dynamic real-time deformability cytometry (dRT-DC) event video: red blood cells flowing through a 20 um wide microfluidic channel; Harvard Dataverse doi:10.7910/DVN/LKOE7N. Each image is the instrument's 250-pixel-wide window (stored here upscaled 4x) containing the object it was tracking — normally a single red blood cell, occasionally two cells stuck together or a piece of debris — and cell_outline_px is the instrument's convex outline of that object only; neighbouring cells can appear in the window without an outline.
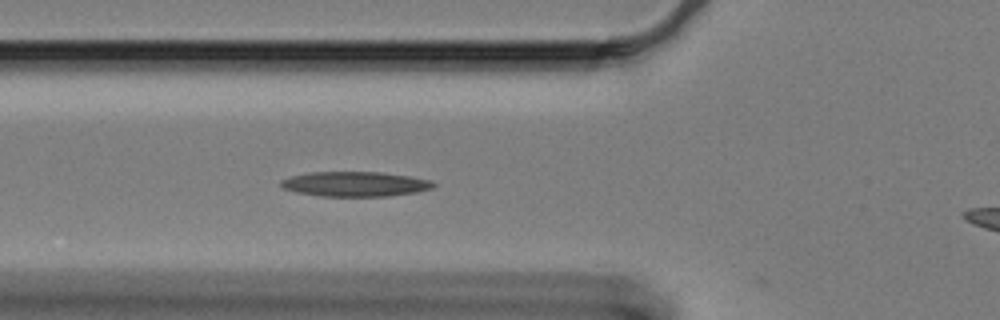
{"species": "Egyptian fruit bat (a non-hibernating species)", "species_latin": "Rousettus aegyptiacus", "temperature_condition": "cold", "stored_images_in_passage": 43, "camera_frame_rate_fps": 3000, "um_per_image_px": 0.085, "animal": {"sex": "female"}, "frame": {"image": 1, "passage_image": 13, "time_ms": 4.0, "image_size_px": [1000, 320], "cell_outline_px": [[436, 184], [432, 188], [416, 192], [388, 196], [320, 196], [296, 192], [284, 188], [280, 184], [280, 180], [292, 176], [312, 172], [380, 172], [408, 176], [428, 180]], "centroid_in_image_um": [30.16, 15.64], "position_along_channel_um": 95.6, "area_um2": 21.85}}
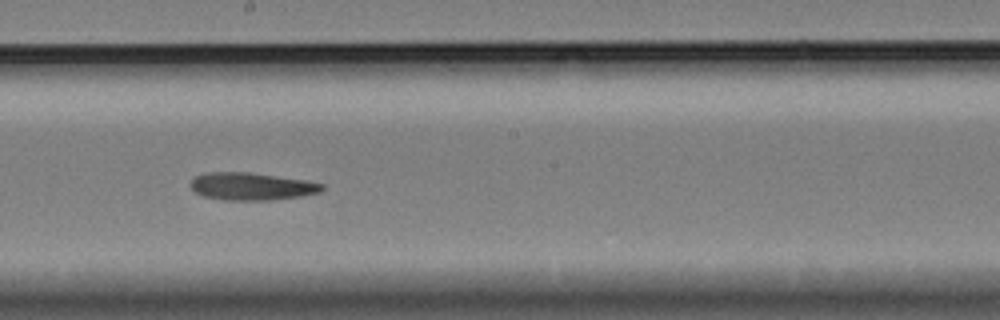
{"frame": {"image": 2, "passage_image": 25, "time_ms": 8.0, "image_size_px": [1000, 320], "cell_outline_px": [[324, 188], [320, 192], [300, 196], [272, 200], [224, 200], [204, 196], [196, 192], [192, 188], [192, 180], [196, 176], [204, 172], [248, 172], [304, 180], [324, 184]], "centroid_in_image_um": [21.39, 15.84], "position_along_channel_um": 226.8, "area_um2": 20.87}}
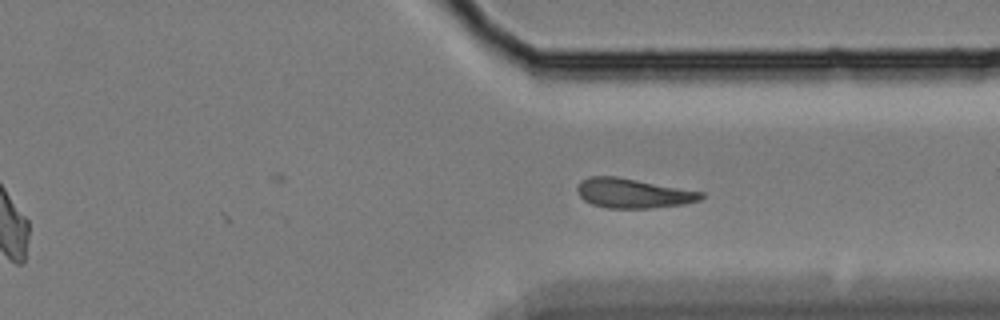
{"frame": {"image": 3, "passage_image": 37, "time_ms": 12.0, "image_size_px": [1000, 320], "cell_outline_px": [[704, 196], [700, 200], [684, 204], [648, 208], [608, 208], [592, 204], [584, 200], [580, 196], [576, 188], [580, 180], [588, 176], [616, 176], [704, 192]], "centroid_in_image_um": [53.79, 16.42], "position_along_channel_um": 357.6, "area_um2": 21.33}, "authors_computed_cell_mechanics": {"area_um2": 21.1548, "velocity_mm_per_s": 3.26, "shape_relaxation_time_tau1_ms": null, "shape_relaxation_time_tau2_ms": 11.2143, "deformation_change_tau1": null, "deformation_change_tau2": 0.2164}}